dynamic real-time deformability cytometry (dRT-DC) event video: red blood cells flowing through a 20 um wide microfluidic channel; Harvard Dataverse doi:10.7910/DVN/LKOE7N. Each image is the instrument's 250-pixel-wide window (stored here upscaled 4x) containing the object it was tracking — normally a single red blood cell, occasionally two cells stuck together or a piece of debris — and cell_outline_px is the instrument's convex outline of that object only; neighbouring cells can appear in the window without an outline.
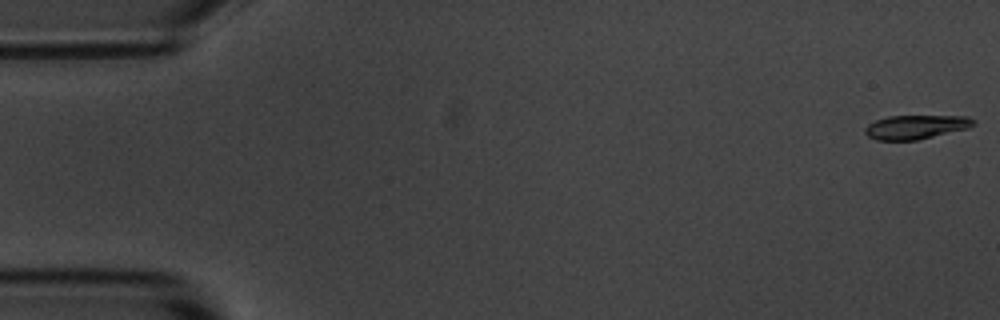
{"species": "common noctule bat (a hibernating species)", "species_latin": "Nyctalus noctula", "temperature_condition": "room temperature", "stored_images_in_passage": 5, "camera_frame_rate_fps": 3000, "um_per_image_px": 0.085, "animal": {"sex": "male", "body_mass_g": 20.1, "forearm_length_mm": 53.5}, "frame": {"image": 1, "passage_image": 1, "time_ms": 0.0, "image_size_px": [1000, 320], "cell_outline_px": [[976, 124], [968, 128], [916, 140], [876, 140], [868, 136], [864, 132], [864, 128], [868, 124], [876, 120], [888, 116], [968, 116], [976, 120]], "centroid_in_image_um": [77.85, 10.79], "position_along_channel_um": 7.2, "area_um2": 15.14}}
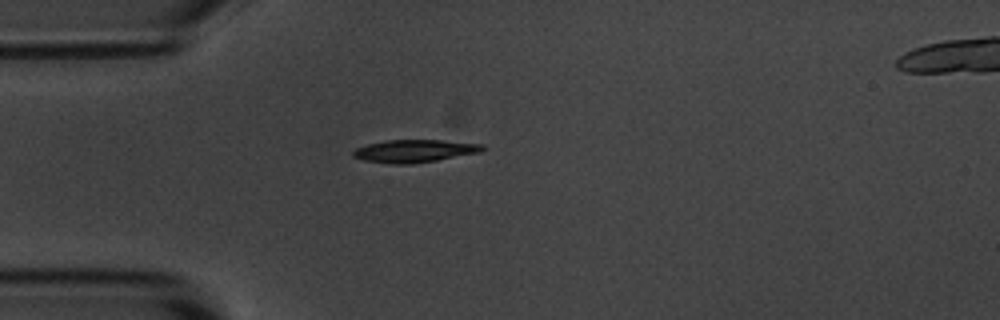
{"frame": {"image": 2, "passage_image": 5, "time_ms": 4.667, "image_size_px": [1000, 320], "cell_outline_px": [[484, 148], [480, 152], [436, 160], [412, 164], [392, 164], [364, 160], [352, 156], [352, 152], [356, 148], [368, 144], [388, 140], [440, 140], [484, 144]], "centroid_in_image_um": [35.21, 12.83], "position_along_channel_um": 49.8, "area_um2": 16.94}}